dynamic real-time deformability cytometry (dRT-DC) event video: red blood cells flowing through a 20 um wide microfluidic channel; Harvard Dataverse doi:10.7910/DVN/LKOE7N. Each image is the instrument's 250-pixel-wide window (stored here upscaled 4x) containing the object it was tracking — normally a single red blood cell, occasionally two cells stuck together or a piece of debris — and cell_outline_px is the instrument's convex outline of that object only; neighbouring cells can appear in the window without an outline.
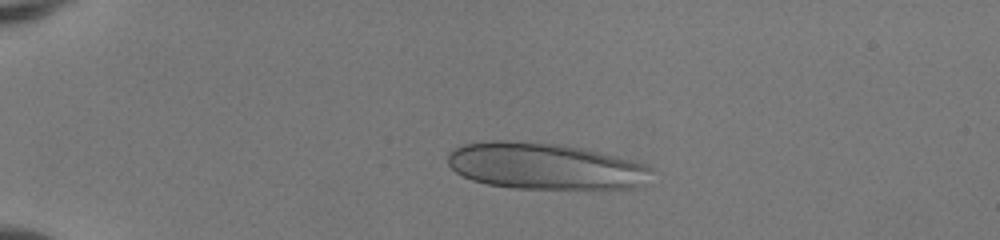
{"species": "human", "species_latin": "Homo sapiens", "temperature_condition": "room temperature", "stored_images_in_passage": 41, "camera_frame_rate_fps": 3000, "um_per_image_px": 0.085, "donor": {"sex": "female"}, "frame": {"image": 1, "passage_image": 3, "time_ms": 0.667, "image_size_px": [1000, 240], "cell_outline_px": [[656, 168], [644, 184], [636, 188], [512, 188], [488, 184], [472, 180], [456, 172], [448, 164], [448, 152], [464, 144], [488, 140], [504, 140], [564, 144], [584, 148], [620, 156], [636, 160], [648, 164]], "centroid_in_image_um": [46.4, 14.1], "position_along_channel_um": 38.6, "area_um2": 55.78}}
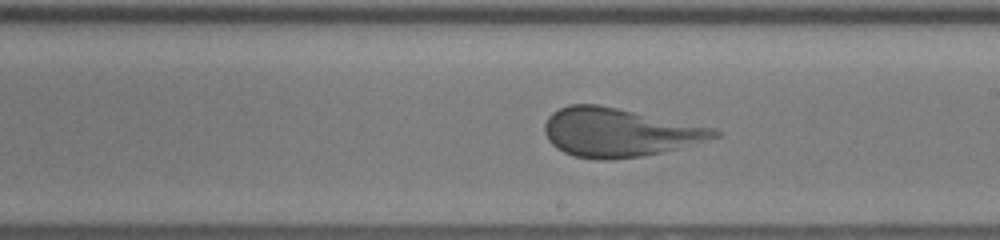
{"frame": {"image": 2, "passage_image": 22, "time_ms": 7.0, "image_size_px": [1000, 240], "cell_outline_px": [[720, 136], [676, 148], [660, 152], [640, 156], [604, 160], [600, 160], [572, 156], [556, 148], [548, 140], [544, 132], [544, 124], [548, 116], [552, 112], [568, 104], [600, 104], [716, 128], [720, 132]], "centroid_in_image_um": [52.56, 11.24], "position_along_channel_um": 236.4, "area_um2": 47.97}}
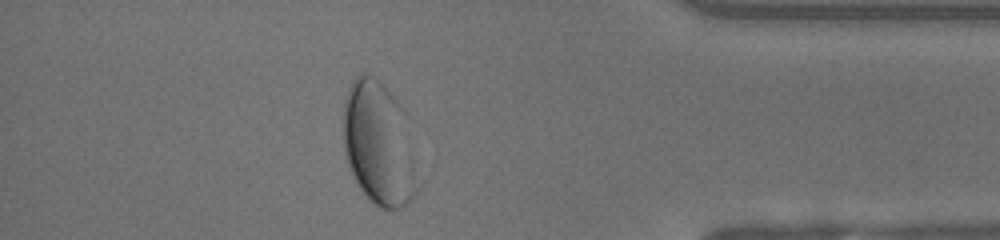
{"frame": {"image": 3, "passage_image": 36, "time_ms": 11.667, "image_size_px": [1000, 240], "cell_outline_px": [[424, 184], [416, 196], [404, 204], [396, 208], [380, 208], [372, 204], [360, 188], [348, 164], [344, 152], [344, 100], [348, 88], [352, 80], [356, 76], [364, 72], [380, 80], [384, 84], [404, 108]], "centroid_in_image_um": [32.29, 12.24], "position_along_channel_um": 402.9, "area_um2": 55.2}}